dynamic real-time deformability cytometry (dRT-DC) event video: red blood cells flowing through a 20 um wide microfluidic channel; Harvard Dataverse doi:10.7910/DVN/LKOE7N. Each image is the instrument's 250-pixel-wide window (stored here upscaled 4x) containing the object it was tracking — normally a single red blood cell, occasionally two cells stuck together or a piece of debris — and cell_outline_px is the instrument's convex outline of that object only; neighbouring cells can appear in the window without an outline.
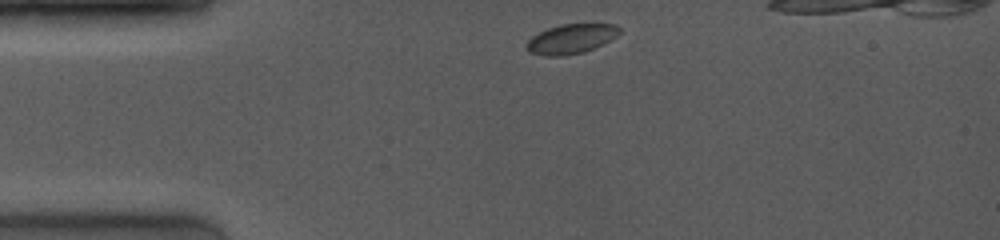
{"species": "common noctule bat (a hibernating species)", "species_latin": "Nyctalus noctula", "temperature_condition": "room temperature", "stored_images_in_passage": 35, "camera_frame_rate_fps": 4000, "um_per_image_px": 0.085, "animal": {"sex": "female", "body_mass_g": 19.0, "forearm_length_mm": 53.3}, "frame": {"image": 1, "passage_image": 1, "time_ms": 0.0, "image_size_px": [1000, 240], "cell_outline_px": [[620, 32], [616, 36], [584, 52], [560, 56], [544, 56], [528, 52], [524, 48], [524, 44], [532, 36], [548, 28], [560, 24], [616, 24], [620, 28]], "centroid_in_image_um": [48.47, 3.31], "position_along_channel_um": 36.5, "area_um2": 15.95}}
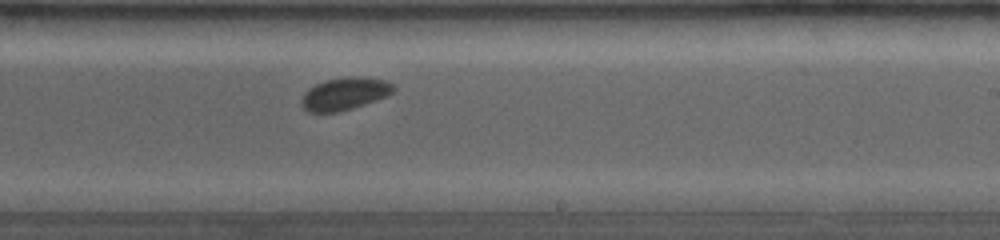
{"frame": {"image": 2, "passage_image": 21, "time_ms": 6.5, "image_size_px": [1000, 240], "cell_outline_px": [[396, 88], [392, 92], [376, 100], [340, 112], [308, 112], [300, 104], [300, 100], [304, 92], [308, 88], [324, 80], [352, 76], [384, 80], [392, 84]], "centroid_in_image_um": [29.23, 7.98], "position_along_channel_um": 259.8, "area_um2": 17.28}}
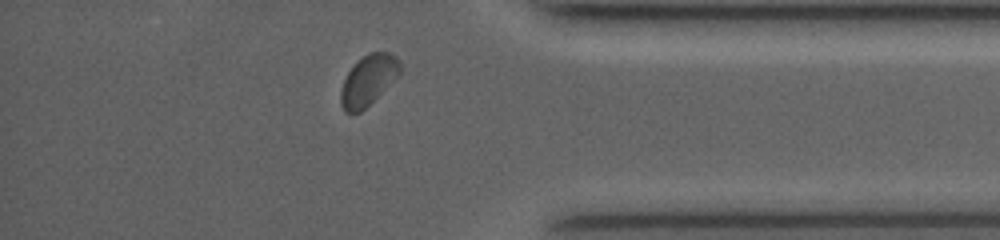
{"frame": {"image": 3, "passage_image": 32, "time_ms": 10.25, "image_size_px": [1000, 240], "cell_outline_px": [[400, 76], [360, 112], [344, 112], [340, 104], [340, 92], [344, 80], [348, 72], [356, 60], [368, 52], [392, 52], [400, 60]], "centroid_in_image_um": [31.32, 6.79], "position_along_channel_um": 403.9, "area_um2": 17.63}, "authors_computed_cell_mechanics": {"area_um2": 17.2244, "velocity_mm_per_s": 4.0008, "shape_relaxation_time_tau1_ms": null, "shape_relaxation_time_tau2_ms": 1.9535, "deformation_change_tau1": null, "deformation_change_tau2": 0.0343}}